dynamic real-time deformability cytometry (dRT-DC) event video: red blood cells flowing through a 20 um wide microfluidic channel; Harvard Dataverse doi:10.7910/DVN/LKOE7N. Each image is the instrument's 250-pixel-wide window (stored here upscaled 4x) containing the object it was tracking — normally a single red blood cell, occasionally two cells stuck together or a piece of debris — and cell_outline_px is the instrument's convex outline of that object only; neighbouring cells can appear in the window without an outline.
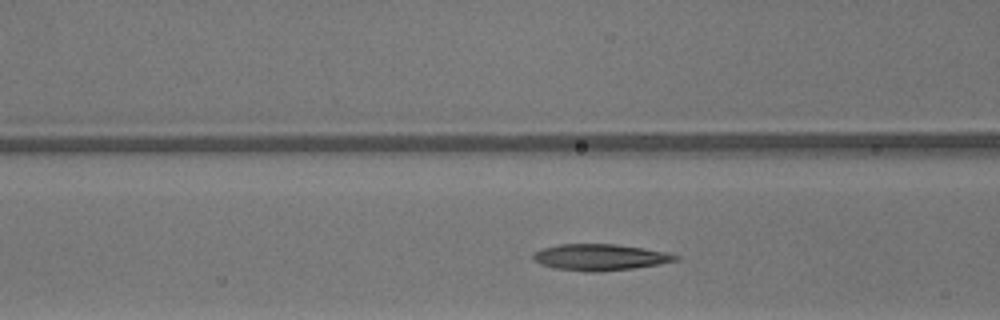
{"species": "common noctule bat (a hibernating species)", "species_latin": "Nyctalus noctula", "temperature_condition": "warm", "stored_images_in_passage": 33, "camera_frame_rate_fps": 3000, "um_per_image_px": 0.085, "animal": {"sex": "male", "body_mass_g": 13.3}, "frame": {"image": 1, "passage_image": 15, "time_ms": 4.667, "image_size_px": [1000, 320], "cell_outline_px": [[680, 260], [660, 264], [632, 268], [600, 272], [588, 272], [556, 268], [540, 264], [532, 260], [532, 256], [536, 252], [544, 248], [560, 244], [616, 244], [644, 248], [668, 252], [680, 256]], "centroid_in_image_um": [51.05, 21.86], "position_along_channel_um": 115.6, "area_um2": 21.91}}
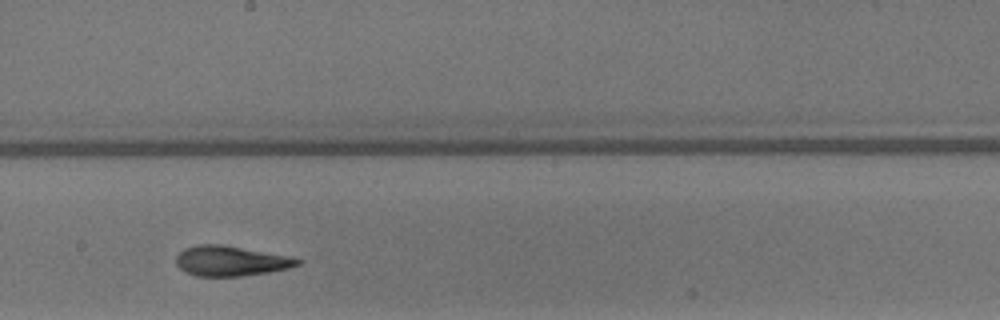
{"frame": {"image": 2, "passage_image": 23, "time_ms": 7.333, "image_size_px": [1000, 320], "cell_outline_px": [[304, 260], [300, 264], [288, 268], [268, 272], [244, 276], [196, 276], [184, 272], [176, 264], [176, 256], [184, 248], [196, 244], [220, 244], [292, 256]], "centroid_in_image_um": [19.62, 22.17], "position_along_channel_um": 228.6, "area_um2": 21.5}}
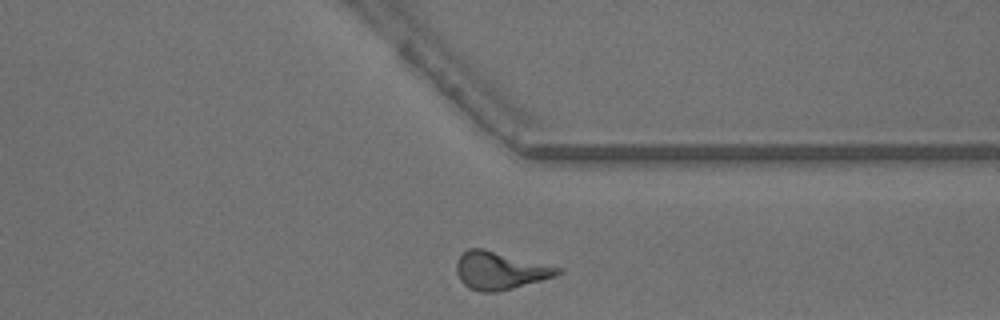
{"frame": {"image": 3, "passage_image": 33, "time_ms": 10.667, "image_size_px": [1000, 320], "cell_outline_px": [[564, 272], [556, 276], [512, 288], [496, 292], [480, 292], [468, 288], [460, 280], [456, 272], [456, 260], [468, 248], [484, 248], [564, 268]], "centroid_in_image_um": [42.51, 22.99], "position_along_channel_um": 368.9, "area_um2": 22.48}, "authors_computed_cell_mechanics": {"area_um2": 21.2704, "velocity_mm_per_s": 4.2287, "shape_relaxation_time_tau1_ms": 4.4824, "shape_relaxation_time_tau2_ms": 2.3405, "deformation_change_tau1": 0.1938, "deformation_change_tau2": 0.1296}}